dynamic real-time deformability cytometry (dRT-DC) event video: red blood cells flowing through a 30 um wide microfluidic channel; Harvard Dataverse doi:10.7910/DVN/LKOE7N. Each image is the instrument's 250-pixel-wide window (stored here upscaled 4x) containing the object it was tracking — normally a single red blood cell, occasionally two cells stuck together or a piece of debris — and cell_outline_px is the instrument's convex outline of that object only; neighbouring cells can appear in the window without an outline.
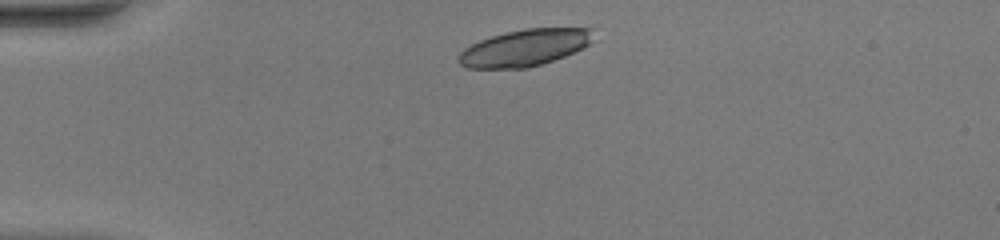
{"species": "common noctule bat (a hibernating species)", "species_latin": "Nyctalus noctula", "temperature_condition": "warm", "stored_images_in_passage": 39, "camera_frame_rate_fps": 3000, "um_per_image_px": 0.085, "animal": {"sex": "female", "body_mass_g": 20.0, "forearm_length_mm": 54.0}, "frame": {"image": 1, "passage_image": 1, "time_ms": 0.0, "image_size_px": [1000, 240], "cell_outline_px": [[592, 40], [588, 44], [564, 56], [528, 68], [468, 68], [460, 64], [456, 60], [456, 56], [464, 48], [480, 40], [504, 32], [524, 28], [592, 28]], "centroid_in_image_um": [44.53, 4.05], "position_along_channel_um": 40.5, "area_um2": 28.67}}